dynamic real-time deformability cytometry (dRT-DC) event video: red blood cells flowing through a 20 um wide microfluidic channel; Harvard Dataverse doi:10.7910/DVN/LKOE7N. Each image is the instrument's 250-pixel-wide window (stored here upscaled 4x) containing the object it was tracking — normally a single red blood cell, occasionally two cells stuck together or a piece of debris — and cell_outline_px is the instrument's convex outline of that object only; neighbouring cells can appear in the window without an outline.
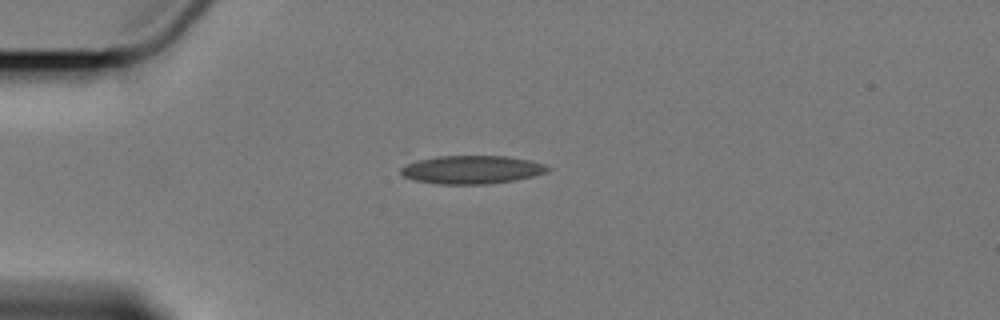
{"species": "Egyptian fruit bat (a non-hibernating species)", "species_latin": "Rousettus aegyptiacus", "temperature_condition": "cold", "stored_images_in_passage": 6, "camera_frame_rate_fps": 3000, "um_per_image_px": 0.085, "animal": {"sex": "female"}, "frame": {"image": 1, "passage_image": 2, "time_ms": 2.0, "image_size_px": [1000, 320], "cell_outline_px": [[552, 168], [548, 172], [516, 180], [488, 184], [436, 184], [412, 180], [404, 176], [400, 172], [400, 168], [416, 160], [440, 156], [508, 156], [528, 160], [544, 164]], "centroid_in_image_um": [40.11, 14.43], "position_along_channel_um": 44.9, "area_um2": 24.28}}
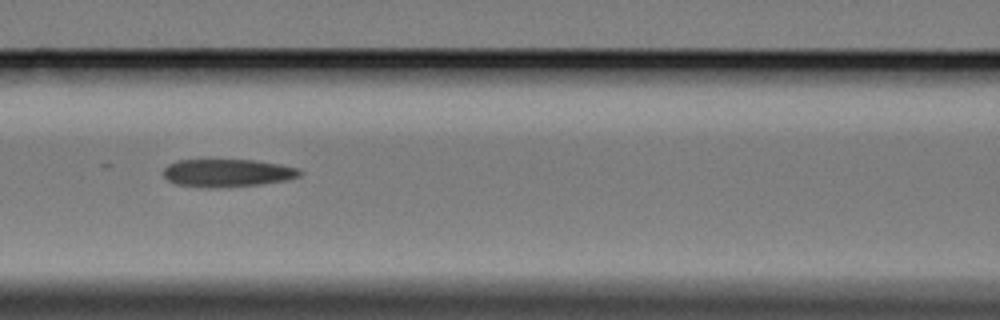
{"frame": {"image": 2, "passage_image": 5, "time_ms": 5.667, "image_size_px": [1000, 320], "cell_outline_px": [[304, 172], [300, 176], [284, 180], [260, 184], [176, 184], [168, 180], [164, 176], [164, 168], [168, 164], [176, 160], [256, 160], [280, 164], [300, 168]], "centroid_in_image_um": [19.4, 14.63], "position_along_channel_um": 147.2, "area_um2": 20.87}}
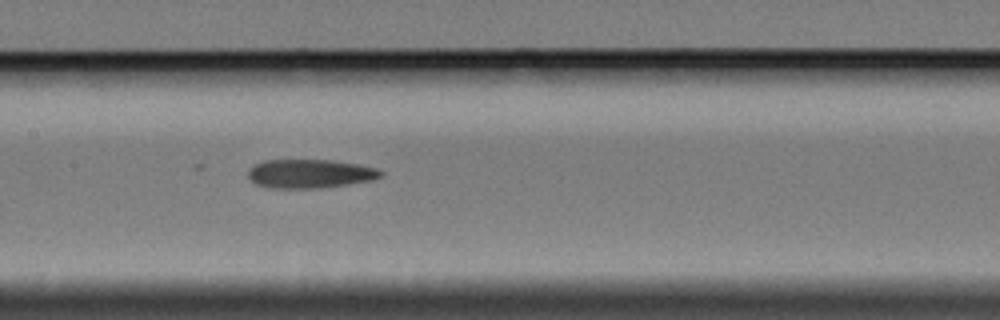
{"frame": {"image": 3, "passage_image": 6, "time_ms": 6.667, "image_size_px": [1000, 320], "cell_outline_px": [[384, 172], [380, 176], [372, 180], [348, 184], [320, 188], [272, 188], [256, 184], [248, 176], [248, 168], [252, 164], [264, 160], [332, 160], [356, 164], [376, 168]], "centroid_in_image_um": [26.3, 14.76], "position_along_channel_um": 181.1, "area_um2": 22.25}}